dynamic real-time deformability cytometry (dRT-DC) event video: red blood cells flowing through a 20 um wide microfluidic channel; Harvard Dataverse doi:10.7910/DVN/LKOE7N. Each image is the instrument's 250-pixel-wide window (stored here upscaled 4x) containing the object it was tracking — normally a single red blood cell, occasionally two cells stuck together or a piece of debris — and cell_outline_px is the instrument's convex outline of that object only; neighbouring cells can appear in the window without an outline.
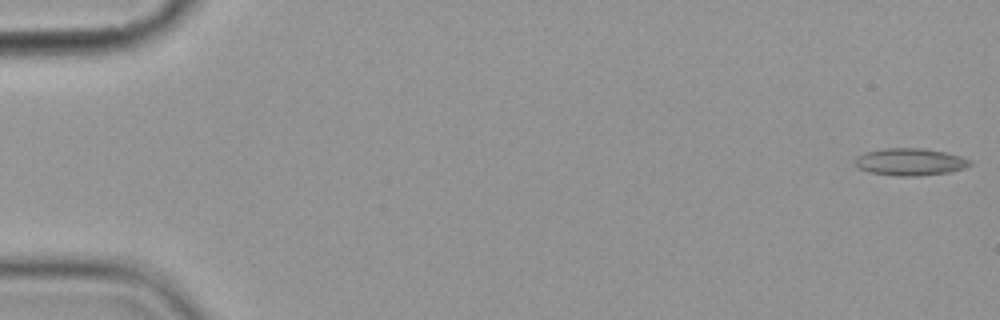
{"species": "common noctule bat (a hibernating species)", "species_latin": "Nyctalus noctula", "temperature_condition": "cold", "stored_images_in_passage": 5, "camera_frame_rate_fps": 3000, "um_per_image_px": 0.085, "animal": {"sex": "female", "body_mass_g": 19.9}, "frame": {"image": 1, "passage_image": 1, "time_ms": 0.0, "image_size_px": [1000, 320], "cell_outline_px": [[972, 164], [964, 168], [948, 172], [920, 176], [896, 176], [868, 172], [860, 168], [856, 164], [856, 156], [864, 152], [884, 148], [924, 148], [944, 152], [960, 156], [972, 160]], "centroid_in_image_um": [77.36, 13.76], "position_along_channel_um": 7.6, "area_um2": 18.26}}